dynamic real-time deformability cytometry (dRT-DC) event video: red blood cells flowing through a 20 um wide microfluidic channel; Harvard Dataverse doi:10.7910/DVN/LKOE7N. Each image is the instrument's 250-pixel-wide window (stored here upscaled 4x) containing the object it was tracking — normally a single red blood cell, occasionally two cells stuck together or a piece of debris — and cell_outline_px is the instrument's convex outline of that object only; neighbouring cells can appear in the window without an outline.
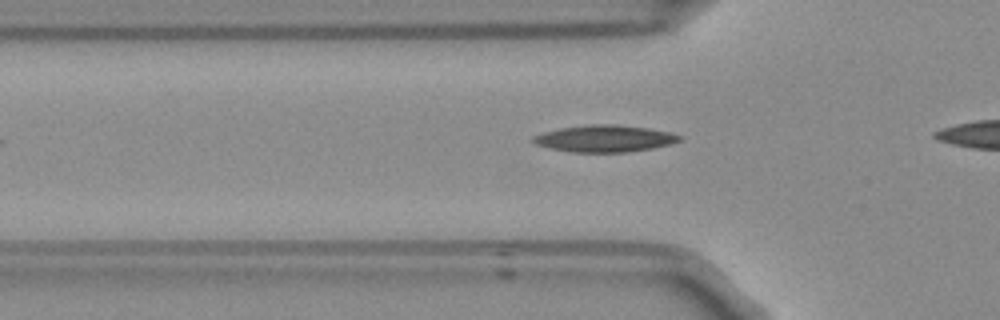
{"species": "Egyptian fruit bat (a non-hibernating species)", "species_latin": "Rousettus aegyptiacus", "temperature_condition": "room temperature", "stored_images_in_passage": 27, "camera_frame_rate_fps": 3000, "um_per_image_px": 0.085, "frame": {"image": 1, "passage_image": 5, "time_ms": 1.333, "image_size_px": [1000, 320], "cell_outline_px": [[684, 136], [680, 140], [668, 144], [652, 148], [628, 152], [572, 152], [552, 148], [536, 144], [532, 140], [532, 136], [544, 132], [560, 128], [592, 124], [616, 124], [648, 128], [668, 132]], "centroid_in_image_um": [51.4, 11.77], "position_along_channel_um": 74.4, "area_um2": 22.66}}
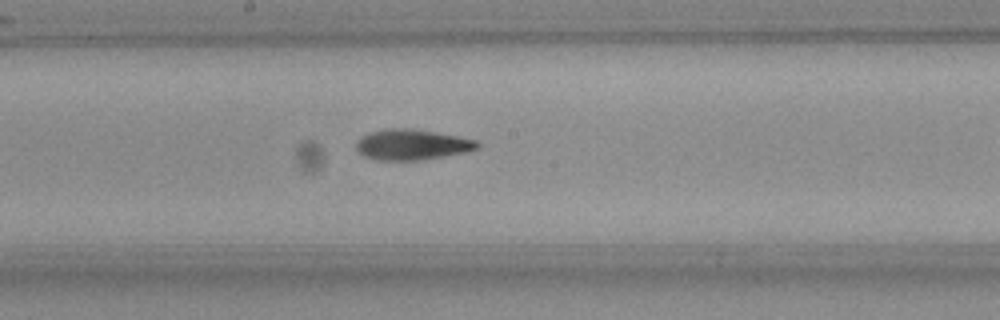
{"frame": {"image": 2, "passage_image": 16, "time_ms": 5.0, "image_size_px": [1000, 320], "cell_outline_px": [[480, 144], [476, 148], [464, 152], [416, 160], [380, 160], [364, 156], [356, 148], [356, 140], [360, 136], [372, 132], [388, 128], [412, 128], [436, 132], [476, 140]], "centroid_in_image_um": [34.96, 12.27], "position_along_channel_um": 213.2, "area_um2": 21.21}}
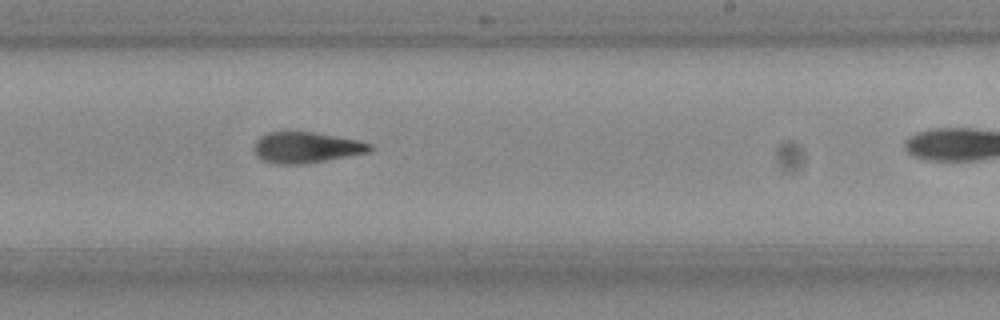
{"frame": {"image": 3, "passage_image": 20, "time_ms": 6.333, "image_size_px": [1000, 320], "cell_outline_px": [[372, 148], [368, 152], [324, 160], [300, 164], [280, 164], [264, 160], [256, 156], [252, 148], [252, 144], [260, 136], [268, 132], [312, 132], [356, 140], [372, 144]], "centroid_in_image_um": [25.95, 12.53], "position_along_channel_um": 263.1, "area_um2": 20.52}}